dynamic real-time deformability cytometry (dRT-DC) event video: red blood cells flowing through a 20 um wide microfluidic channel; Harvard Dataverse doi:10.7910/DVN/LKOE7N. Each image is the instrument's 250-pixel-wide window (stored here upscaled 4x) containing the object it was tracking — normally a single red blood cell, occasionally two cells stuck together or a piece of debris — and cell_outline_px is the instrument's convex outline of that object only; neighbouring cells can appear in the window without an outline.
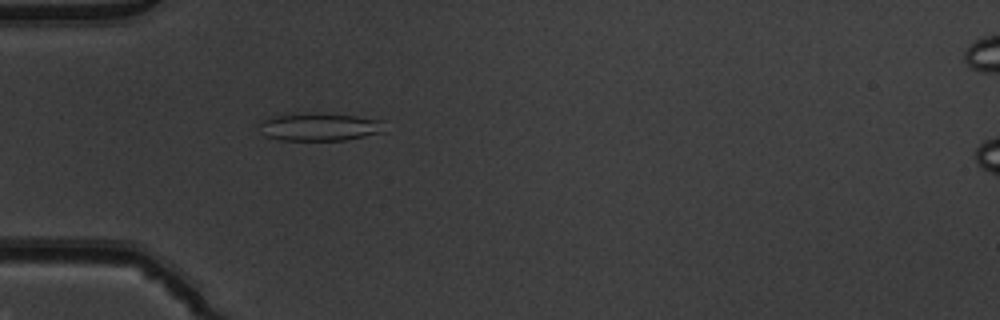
{"species": "common noctule bat (a hibernating species)", "species_latin": "Nyctalus noctula", "temperature_condition": "warm", "stored_images_in_passage": 52, "camera_frame_rate_fps": 3000, "um_per_image_px": 0.085, "animal": {"sex": "male", "body_mass_g": 19.5, "forearm_length_mm": 54.6}, "frame": {"image": 1, "passage_image": 16, "time_ms": 5.0, "image_size_px": [1000, 320], "cell_outline_px": [[384, 132], [344, 140], [280, 140], [264, 136], [260, 132], [260, 124], [264, 120], [276, 116], [292, 112], [316, 112], [356, 116], [384, 120]], "centroid_in_image_um": [27.16, 10.77], "position_along_channel_um": 57.8, "area_um2": 20.69}}
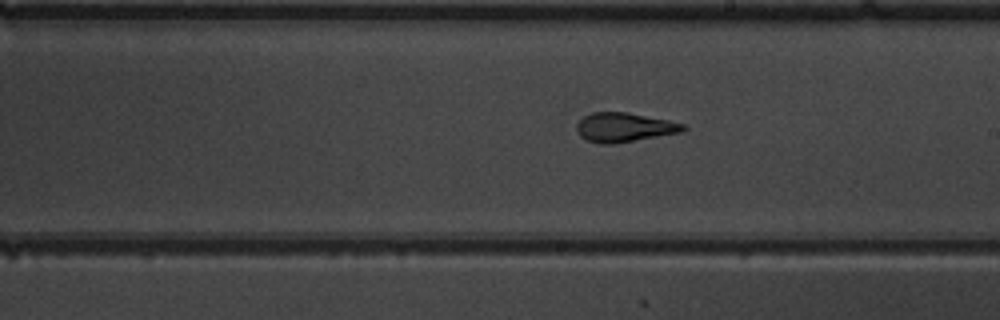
{"frame": {"image": 2, "passage_image": 30, "time_ms": 9.667, "image_size_px": [1000, 320], "cell_outline_px": [[688, 128], [684, 132], [612, 144], [600, 144], [588, 140], [580, 136], [576, 128], [576, 124], [584, 116], [592, 112], [628, 112], [668, 120], [684, 124]], "centroid_in_image_um": [53.08, 10.82], "position_along_channel_um": 235.9, "area_um2": 18.21}}
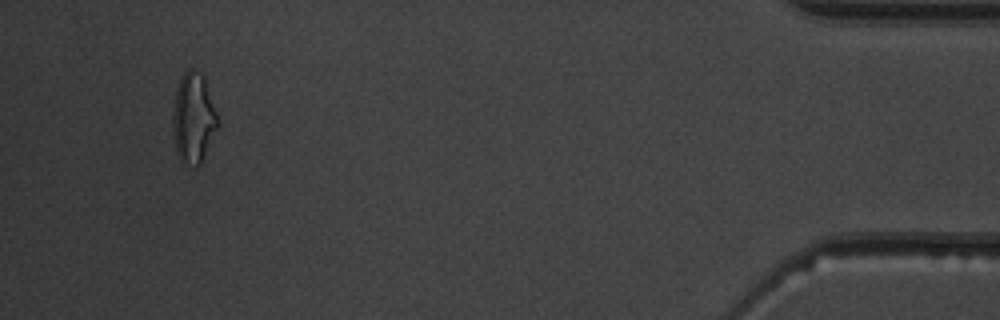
{"frame": {"image": 3, "passage_image": 49, "time_ms": 16.0, "image_size_px": [1000, 320], "cell_outline_px": [[216, 128], [200, 164], [196, 168], [180, 160], [176, 152], [172, 120], [172, 116], [176, 92], [180, 80], [184, 72], [188, 68], [192, 68], [200, 72], [204, 76], [216, 112]], "centroid_in_image_um": [16.41, 10.02], "position_along_channel_um": 418.8, "area_um2": 23.06}, "authors_computed_cell_mechanics": {"area_um2": 19.2763, "velocity_mm_per_s": 3.9562, "shape_relaxation_time_tau1_ms": null, "shape_relaxation_time_tau2_ms": 1.6387, "deformation_change_tau1": null, "deformation_change_tau2": 0.1045}}